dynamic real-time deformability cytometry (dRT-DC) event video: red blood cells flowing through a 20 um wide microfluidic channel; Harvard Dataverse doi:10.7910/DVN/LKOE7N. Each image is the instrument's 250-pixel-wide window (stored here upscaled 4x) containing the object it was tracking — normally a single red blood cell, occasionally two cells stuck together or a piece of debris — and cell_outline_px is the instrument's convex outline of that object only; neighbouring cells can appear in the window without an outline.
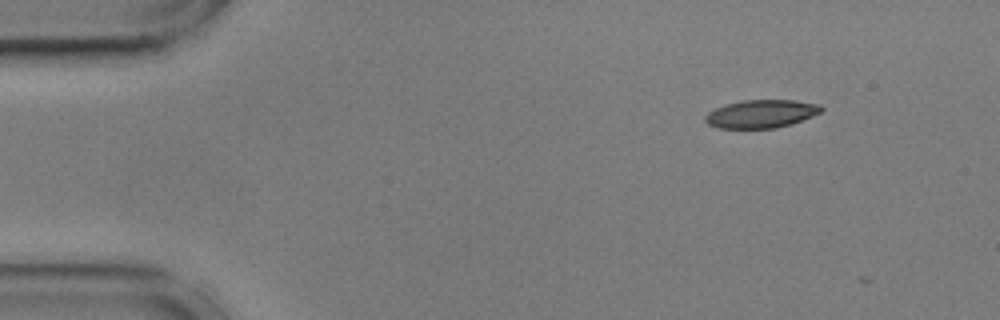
{"species": "common noctule bat (a hibernating species)", "species_latin": "Nyctalus noctula", "temperature_condition": "cold", "stored_images_in_passage": 5, "camera_frame_rate_fps": 3000, "um_per_image_px": 0.085, "animal": {"sex": "male", "body_mass_g": 17.9, "forearm_length_mm": 54.2}, "frame": {"image": 1, "passage_image": 1, "time_ms": 0.0, "image_size_px": [1000, 320], "cell_outline_px": [[824, 108], [820, 112], [812, 116], [792, 124], [776, 128], [720, 128], [708, 124], [704, 120], [704, 116], [708, 112], [716, 108], [728, 104], [744, 100], [792, 100], [820, 104]], "centroid_in_image_um": [64.71, 9.68], "position_along_channel_um": 20.3, "area_um2": 18.9}}